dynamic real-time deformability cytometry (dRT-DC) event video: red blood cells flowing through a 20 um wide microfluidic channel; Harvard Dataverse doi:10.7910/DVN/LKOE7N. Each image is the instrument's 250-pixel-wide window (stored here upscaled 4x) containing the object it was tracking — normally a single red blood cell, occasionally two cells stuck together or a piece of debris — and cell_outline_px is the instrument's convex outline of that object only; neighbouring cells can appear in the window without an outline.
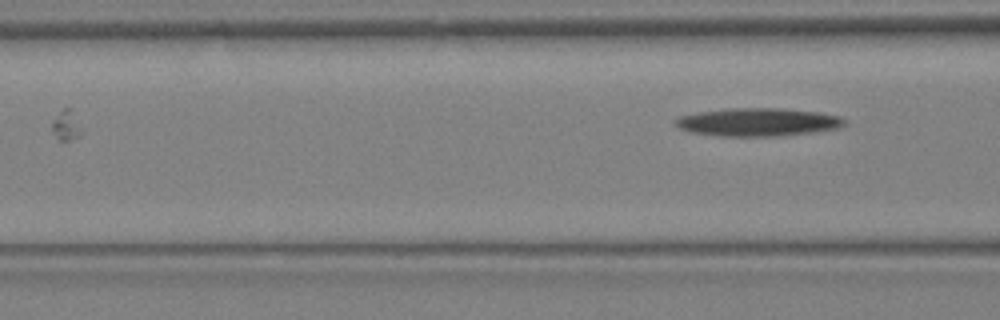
{"species": "Egyptian fruit bat (a non-hibernating species)", "species_latin": "Rousettus aegyptiacus", "temperature_condition": "warm", "stored_images_in_passage": 11, "camera_frame_rate_fps": 3000, "um_per_image_px": 0.085, "animal": {"sex": "female"}, "frame": {"image": 1, "passage_image": 11, "time_ms": 3.333, "image_size_px": [1000, 320], "cell_outline_px": [[848, 124], [836, 128], [812, 132], [776, 136], [720, 136], [688, 132], [680, 128], [676, 124], [676, 120], [680, 116], [700, 112], [732, 108], [780, 108], [820, 112], [840, 116], [848, 120]], "centroid_in_image_um": [64.47, 10.38], "position_along_channel_um": 102.1, "area_um2": 27.63}}